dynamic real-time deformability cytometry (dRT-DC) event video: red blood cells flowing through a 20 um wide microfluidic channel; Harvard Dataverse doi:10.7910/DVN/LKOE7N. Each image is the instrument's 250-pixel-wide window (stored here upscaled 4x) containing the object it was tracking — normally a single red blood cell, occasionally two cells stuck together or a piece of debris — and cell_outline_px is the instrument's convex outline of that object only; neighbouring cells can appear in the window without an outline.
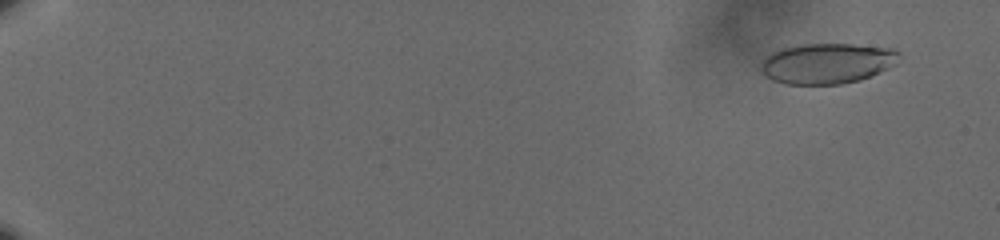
{"species": "human", "species_latin": "Homo sapiens", "temperature_condition": "cold", "stored_images_in_passage": 61, "camera_frame_rate_fps": 3000, "um_per_image_px": 0.085, "donor": {"sex": "male"}, "frame": {"image": 1, "passage_image": 5, "time_ms": 1.333, "image_size_px": [1000, 240], "cell_outline_px": [[900, 56], [896, 64], [888, 68], [860, 80], [840, 84], [784, 84], [772, 80], [760, 68], [764, 60], [772, 52], [784, 48], [800, 44], [852, 44], [896, 48], [900, 52]], "centroid_in_image_um": [70.36, 5.38], "position_along_channel_um": 14.6, "area_um2": 32.54}}
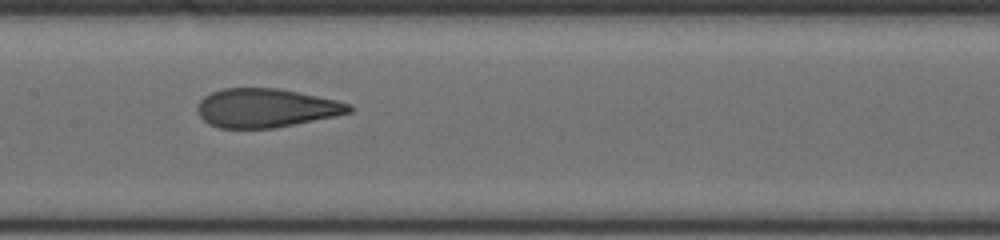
{"frame": {"image": 2, "passage_image": 35, "time_ms": 11.333, "image_size_px": [1000, 240], "cell_outline_px": [[352, 112], [336, 116], [276, 128], [220, 128], [208, 124], [200, 116], [196, 108], [200, 100], [204, 96], [212, 92], [224, 88], [280, 88], [336, 100], [352, 104]], "centroid_in_image_um": [22.61, 9.18], "position_along_channel_um": 184.8, "area_um2": 34.45}}
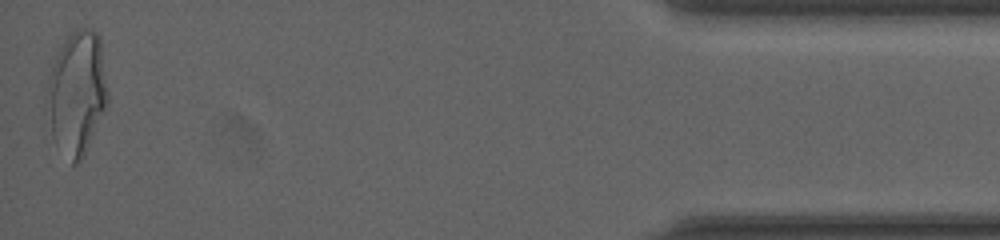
{"frame": {"image": 3, "passage_image": 61, "time_ms": 20.0, "image_size_px": [1000, 240], "cell_outline_px": [[108, 108], [84, 156], [76, 164], [72, 164], [52, 136], [44, 100], [48, 80], [56, 56], [68, 32], [76, 28], [92, 28], [100, 36], [108, 92]], "centroid_in_image_um": [6.55, 7.88], "position_along_channel_um": 428.6, "area_um2": 44.51}, "authors_computed_cell_mechanics": {"area_um2": 34.68, "velocity_mm_per_s": 3.6084, "shape_relaxation_time_tau1_ms": null, "shape_relaxation_time_tau2_ms": 1.0543, "deformation_change_tau1": null, "deformation_change_tau2": 0.085}}